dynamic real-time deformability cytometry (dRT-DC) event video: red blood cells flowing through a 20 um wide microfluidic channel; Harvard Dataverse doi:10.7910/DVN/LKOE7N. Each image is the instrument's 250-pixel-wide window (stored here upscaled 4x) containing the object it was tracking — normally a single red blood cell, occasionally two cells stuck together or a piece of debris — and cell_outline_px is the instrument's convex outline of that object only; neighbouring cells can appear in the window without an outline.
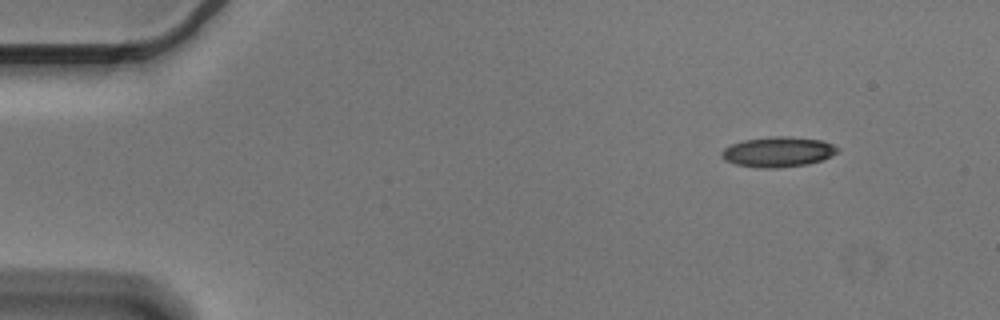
{"species": "Egyptian fruit bat (a non-hibernating species)", "species_latin": "Rousettus aegyptiacus", "temperature_condition": "cold", "stored_images_in_passage": 5, "camera_frame_rate_fps": 3000, "um_per_image_px": 0.085, "animal": {"sex": "male"}, "frame": {"image": 1, "passage_image": 1, "time_ms": 0.0, "image_size_px": [1000, 320], "cell_outline_px": [[840, 152], [832, 156], [808, 164], [776, 168], [760, 168], [736, 164], [724, 160], [720, 156], [720, 152], [724, 148], [732, 144], [744, 140], [776, 136], [788, 136], [820, 140], [832, 144], [840, 148]], "centroid_in_image_um": [66.14, 12.91], "position_along_channel_um": 18.9, "area_um2": 20.4}}
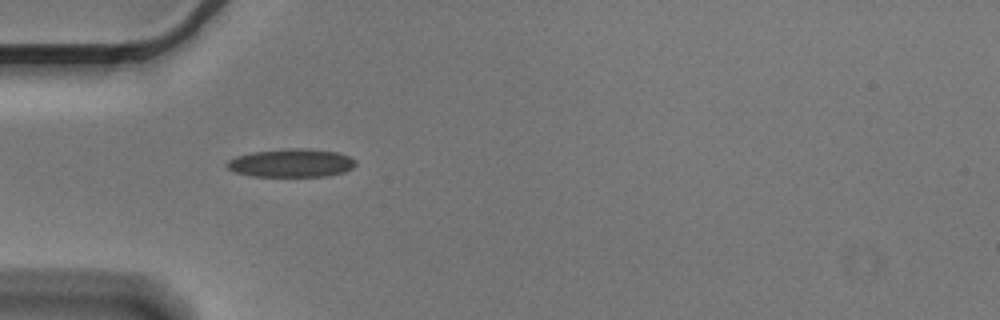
{"frame": {"image": 2, "passage_image": 4, "time_ms": 1.0, "image_size_px": [1000, 320], "cell_outline_px": [[356, 164], [352, 168], [344, 172], [328, 176], [252, 176], [236, 172], [228, 168], [224, 164], [228, 160], [236, 156], [252, 152], [288, 148], [304, 148], [336, 152], [348, 156], [356, 160]], "centroid_in_image_um": [24.75, 13.85], "position_along_channel_um": 60.2, "area_um2": 21.21}}
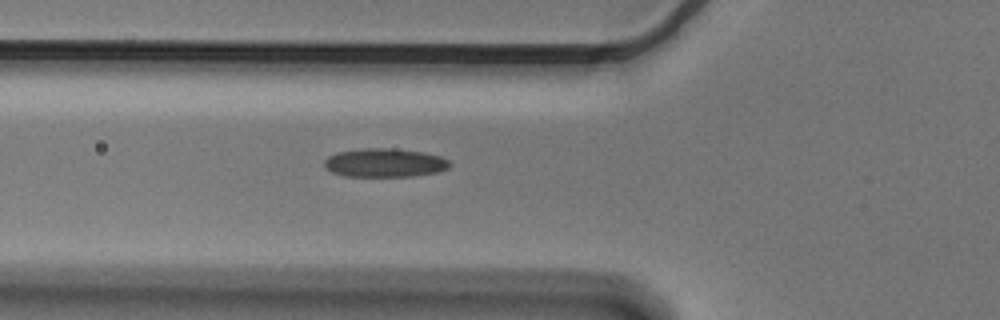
{"frame": {"image": 3, "passage_image": 5, "time_ms": 1.333, "image_size_px": [1000, 320], "cell_outline_px": [[452, 164], [448, 168], [440, 172], [412, 176], [344, 176], [332, 172], [324, 168], [324, 160], [328, 156], [336, 152], [364, 148], [392, 148], [424, 152], [440, 156], [448, 160]], "centroid_in_image_um": [32.7, 13.83], "position_along_channel_um": 93.1, "area_um2": 21.15}}